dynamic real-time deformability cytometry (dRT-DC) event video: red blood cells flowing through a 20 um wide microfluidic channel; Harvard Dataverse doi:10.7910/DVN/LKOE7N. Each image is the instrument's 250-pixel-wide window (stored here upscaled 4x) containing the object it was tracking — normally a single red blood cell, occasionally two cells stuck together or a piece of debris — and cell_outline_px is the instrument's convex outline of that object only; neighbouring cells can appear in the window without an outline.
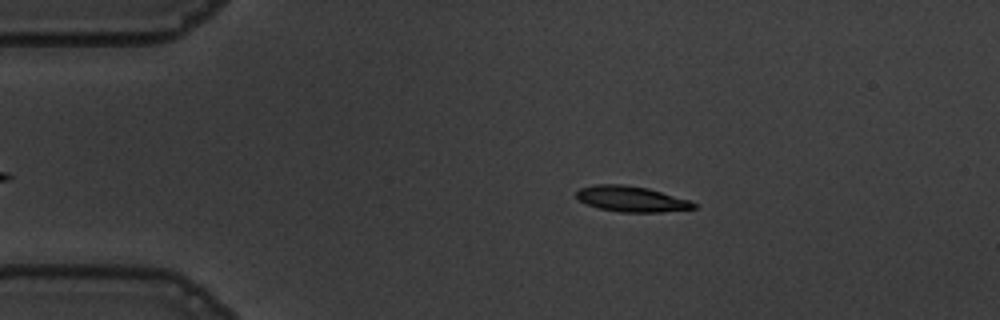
{"species": "common noctule bat (a hibernating species)", "species_latin": "Nyctalus noctula", "temperature_condition": "warm", "stored_images_in_passage": 43, "camera_frame_rate_fps": 3000, "um_per_image_px": 0.085, "animal": {"sex": "male", "body_mass_g": 19.5, "forearm_length_mm": 54.6}, "frame": {"image": 1, "passage_image": 6, "time_ms": 1.667, "image_size_px": [1000, 320], "cell_outline_px": [[696, 208], [660, 212], [620, 212], [600, 208], [588, 204], [580, 200], [576, 196], [576, 192], [580, 188], [596, 184], [624, 184], [648, 188], [688, 200], [696, 204]], "centroid_in_image_um": [53.65, 16.9], "position_along_channel_um": 31.3, "area_um2": 17.28}}
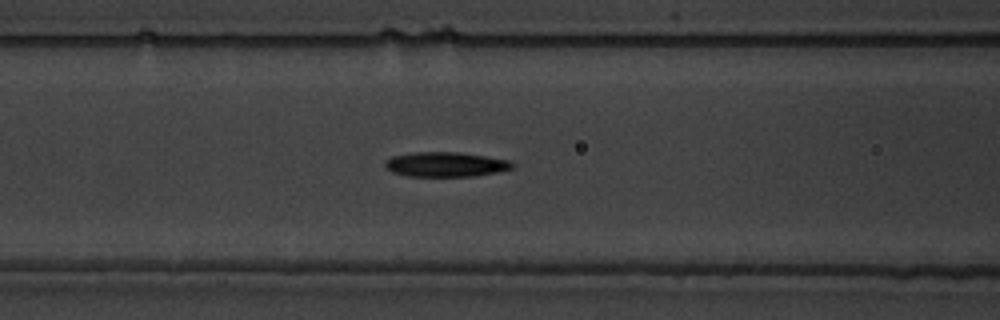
{"frame": {"image": 2, "passage_image": 18, "time_ms": 5.667, "image_size_px": [1000, 320], "cell_outline_px": [[516, 164], [512, 168], [496, 172], [472, 176], [408, 176], [392, 172], [384, 168], [384, 160], [392, 156], [412, 152], [456, 152], [484, 156], [508, 160]], "centroid_in_image_um": [37.81, 13.97], "position_along_channel_um": 128.8, "area_um2": 18.32}}
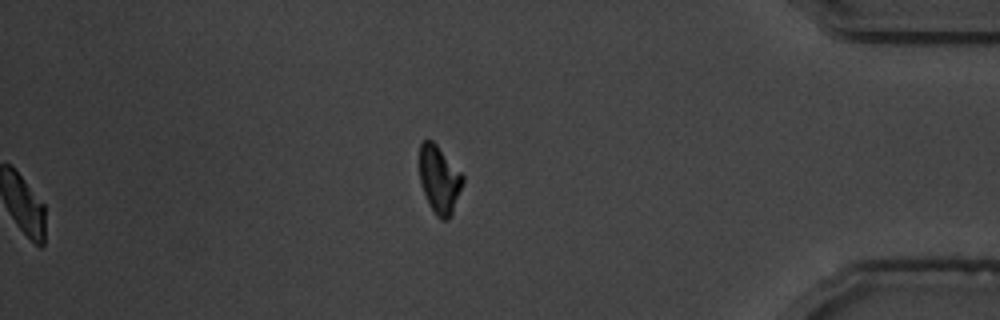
{"frame": {"image": 3, "passage_image": 43, "time_ms": 14.0, "image_size_px": [1000, 320], "cell_outline_px": [[464, 180], [452, 216], [448, 220], [440, 220], [436, 216], [424, 192], [420, 180], [420, 144], [424, 140], [432, 140], [436, 144], [464, 176]], "centroid_in_image_um": [37.36, 15.29], "position_along_channel_um": 397.8, "area_um2": 16.88}, "authors_computed_cell_mechanics": {"area_um2": 17.918, "velocity_mm_per_s": 3.6485, "shape_relaxation_time_tau1_ms": 2.881, "shape_relaxation_time_tau2_ms": null, "deformation_change_tau1": 0.1608, "deformation_change_tau2": null}}